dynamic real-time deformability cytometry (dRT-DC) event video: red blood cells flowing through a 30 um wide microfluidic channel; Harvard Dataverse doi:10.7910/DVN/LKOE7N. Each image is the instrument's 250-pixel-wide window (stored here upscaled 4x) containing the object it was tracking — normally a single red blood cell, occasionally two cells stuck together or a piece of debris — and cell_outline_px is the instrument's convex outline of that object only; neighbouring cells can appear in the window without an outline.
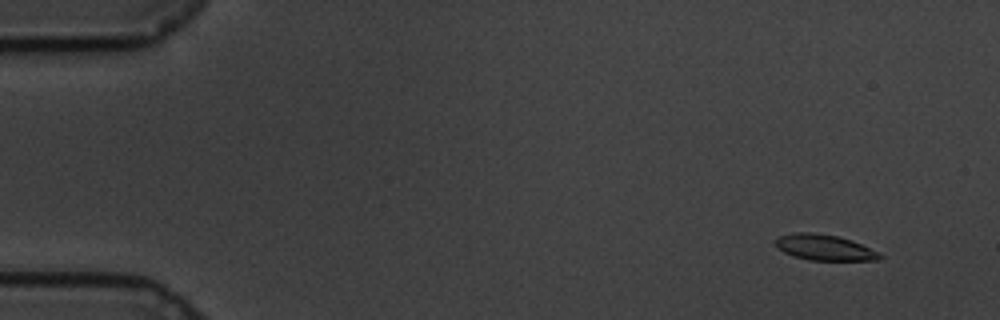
{"species": "common noctule bat (a hibernating species)", "species_latin": "Nyctalus noctula", "temperature_condition": "cold", "stored_images_in_passage": 60, "camera_frame_rate_fps": 3000, "um_per_image_px": 0.085, "animal": {"sex": "male", "body_mass_g": 19.5, "forearm_length_mm": 54.6}, "frame": {"image": 1, "passage_image": 4, "time_ms": 1.0, "image_size_px": [1000, 320], "cell_outline_px": [[884, 256], [880, 260], [808, 260], [784, 252], [776, 248], [776, 240], [780, 236], [796, 232], [812, 232], [836, 236], [852, 240], [880, 252]], "centroid_in_image_um": [70.12, 21.04], "position_along_channel_um": 14.9, "area_um2": 15.61}}
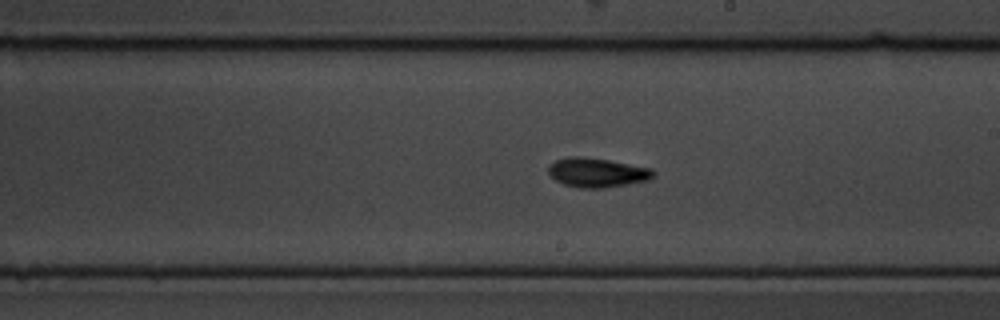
{"frame": {"image": 2, "passage_image": 34, "time_ms": 11.0, "image_size_px": [1000, 320], "cell_outline_px": [[656, 172], [648, 180], [604, 188], [580, 188], [564, 184], [556, 180], [548, 172], [548, 168], [556, 160], [572, 156], [576, 156], [608, 160], [652, 168]], "centroid_in_image_um": [50.76, 14.67], "position_along_channel_um": 238.2, "area_um2": 17.63}}
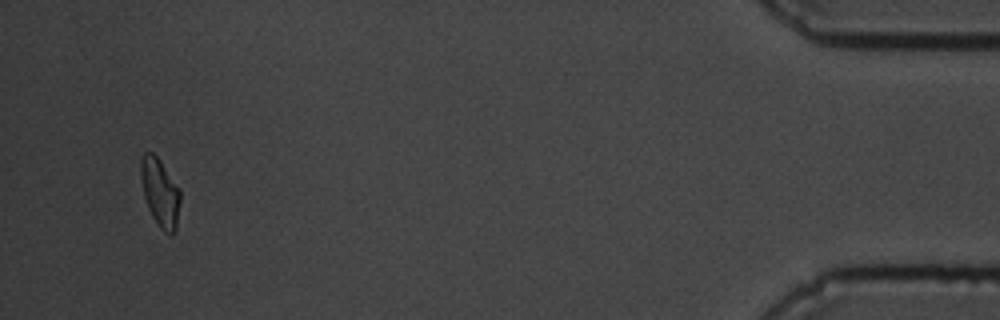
{"frame": {"image": 3, "passage_image": 57, "time_ms": 18.667, "image_size_px": [1000, 320], "cell_outline_px": [[180, 200], [176, 232], [172, 236], [164, 232], [160, 228], [152, 216], [148, 208], [144, 196], [140, 176], [140, 160], [144, 152], [152, 152], [156, 156], [180, 188]], "centroid_in_image_um": [13.61, 16.39], "position_along_channel_um": 421.6, "area_um2": 15.78}}